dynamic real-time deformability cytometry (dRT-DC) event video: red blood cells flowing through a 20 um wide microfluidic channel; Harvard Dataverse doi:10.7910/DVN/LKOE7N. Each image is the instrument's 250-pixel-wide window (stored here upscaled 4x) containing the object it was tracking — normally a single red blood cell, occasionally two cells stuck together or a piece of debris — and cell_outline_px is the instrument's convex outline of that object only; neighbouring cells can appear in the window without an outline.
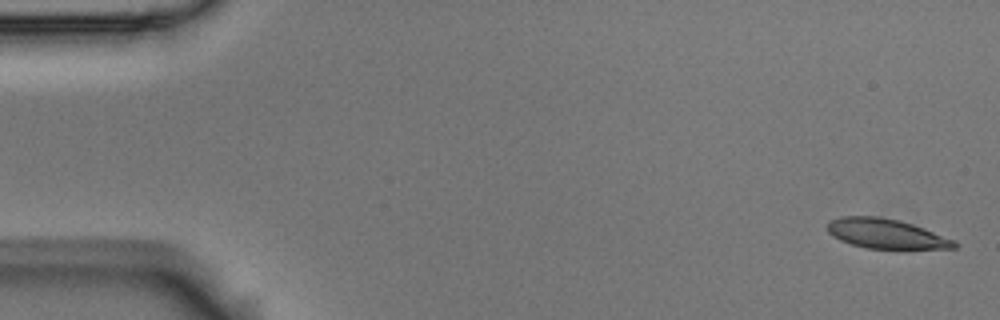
{"species": "Egyptian fruit bat (a non-hibernating species)", "species_latin": "Rousettus aegyptiacus", "temperature_condition": "room temperature", "stored_images_in_passage": 4, "camera_frame_rate_fps": 3000, "um_per_image_px": 0.085, "animal": {"sex": "male"}, "frame": {"image": 1, "passage_image": 1, "time_ms": 0.0, "image_size_px": [1000, 320], "cell_outline_px": [[960, 244], [956, 248], [868, 248], [852, 244], [840, 240], [832, 236], [828, 232], [828, 220], [840, 216], [880, 216], [900, 220], [924, 228], [956, 240]], "centroid_in_image_um": [75.32, 19.84], "position_along_channel_um": 9.7, "area_um2": 21.96}}